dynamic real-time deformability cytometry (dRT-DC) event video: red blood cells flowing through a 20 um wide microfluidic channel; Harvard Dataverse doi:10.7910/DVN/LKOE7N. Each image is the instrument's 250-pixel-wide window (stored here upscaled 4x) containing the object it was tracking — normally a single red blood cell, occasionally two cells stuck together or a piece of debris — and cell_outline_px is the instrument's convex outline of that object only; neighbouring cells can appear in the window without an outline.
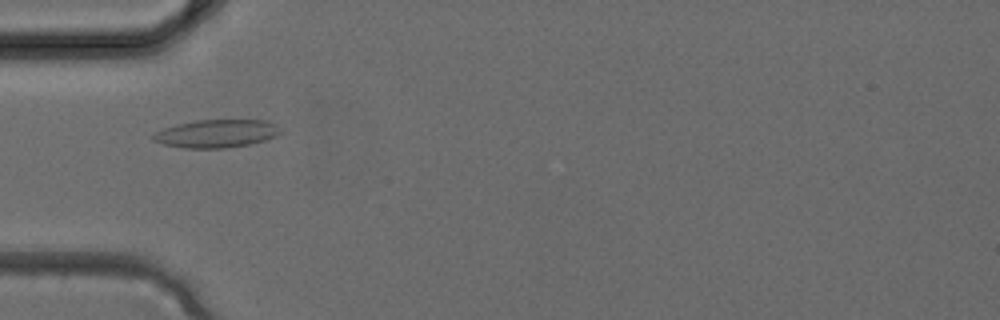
{"species": "common noctule bat (a hibernating species)", "species_latin": "Nyctalus noctula", "temperature_condition": "cold", "stored_images_in_passage": 4, "camera_frame_rate_fps": 3000, "um_per_image_px": 0.085, "animal": {"sex": "female", "body_mass_g": 24.6, "forearm_length_mm": 56.2}, "frame": {"image": 1, "passage_image": 4, "time_ms": 1.0, "image_size_px": [1000, 320], "cell_outline_px": [[284, 132], [276, 136], [264, 140], [248, 144], [224, 148], [188, 148], [164, 144], [152, 140], [152, 132], [176, 124], [196, 120], [268, 120], [276, 124]], "centroid_in_image_um": [18.41, 11.34], "position_along_channel_um": 66.6, "area_um2": 20.87}}